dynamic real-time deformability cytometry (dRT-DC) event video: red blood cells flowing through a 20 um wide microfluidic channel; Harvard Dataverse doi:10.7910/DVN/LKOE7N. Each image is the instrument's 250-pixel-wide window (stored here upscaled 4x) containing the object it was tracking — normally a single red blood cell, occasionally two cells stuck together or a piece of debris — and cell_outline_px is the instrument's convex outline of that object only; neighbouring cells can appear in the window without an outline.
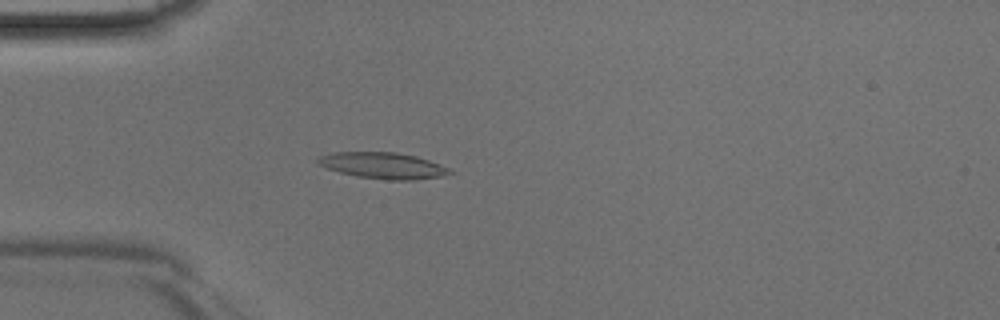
{"species": "Egyptian fruit bat (a non-hibernating species)", "species_latin": "Rousettus aegyptiacus", "temperature_condition": "room temperature", "stored_images_in_passage": 45, "camera_frame_rate_fps": 3000, "um_per_image_px": 0.085, "animal": {"sex": "male"}, "frame": {"image": 1, "passage_image": 13, "time_ms": 4.0, "image_size_px": [1000, 320], "cell_outline_px": [[456, 172], [440, 176], [412, 180], [388, 180], [356, 176], [340, 172], [328, 168], [320, 164], [316, 160], [320, 156], [336, 152], [396, 152], [416, 156], [452, 168]], "centroid_in_image_um": [32.62, 14.07], "position_along_channel_um": 52.4, "area_um2": 20.06}}
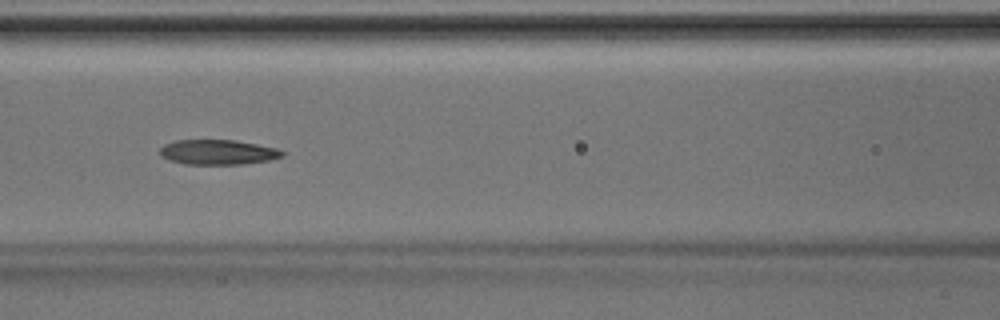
{"frame": {"image": 2, "passage_image": 20, "time_ms": 6.333, "image_size_px": [1000, 320], "cell_outline_px": [[284, 156], [268, 160], [244, 164], [184, 164], [168, 160], [160, 156], [160, 148], [164, 144], [176, 140], [236, 140], [276, 148], [284, 152]], "centroid_in_image_um": [18.49, 12.93], "position_along_channel_um": 148.1, "area_um2": 17.8}}
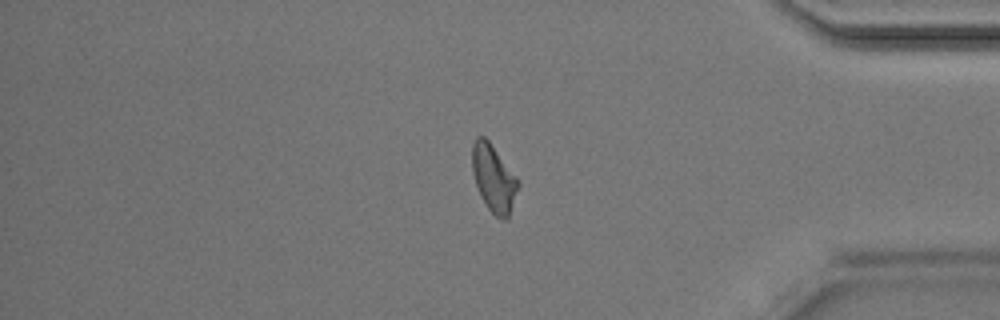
{"frame": {"image": 3, "passage_image": 38, "time_ms": 12.333, "image_size_px": [1000, 320], "cell_outline_px": [[520, 184], [508, 220], [500, 220], [488, 208], [480, 196], [472, 172], [472, 144], [476, 136], [484, 136], [488, 140], [520, 180]], "centroid_in_image_um": [41.98, 15.17], "position_along_channel_um": 393.2, "area_um2": 18.21}}